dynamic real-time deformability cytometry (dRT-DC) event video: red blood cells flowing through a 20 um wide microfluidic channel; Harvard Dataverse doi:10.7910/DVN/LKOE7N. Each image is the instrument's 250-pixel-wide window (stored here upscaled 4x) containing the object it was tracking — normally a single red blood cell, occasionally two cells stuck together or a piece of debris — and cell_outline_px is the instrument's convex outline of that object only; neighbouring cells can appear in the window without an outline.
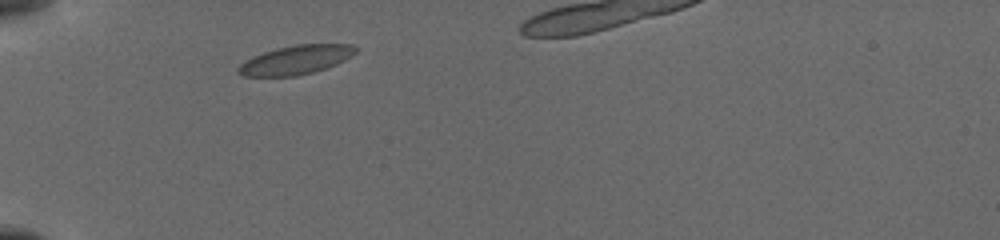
{"species": "common noctule bat (a hibernating species)", "species_latin": "Nyctalus noctula", "temperature_condition": "cold", "stored_images_in_passage": 29, "camera_frame_rate_fps": 3000, "um_per_image_px": 0.085, "animal": {"sex": "female", "body_mass_g": 19.5, "forearm_length_mm": 54.1}, "frame": {"image": 1, "passage_image": 1, "time_ms": 0.0, "image_size_px": [1000, 240], "cell_outline_px": [[360, 48], [352, 56], [328, 68], [296, 76], [244, 76], [236, 72], [236, 68], [244, 60], [252, 56], [276, 48], [296, 44], [352, 44]], "centroid_in_image_um": [25.15, 5.08], "position_along_channel_um": 59.8, "area_um2": 20.06}}
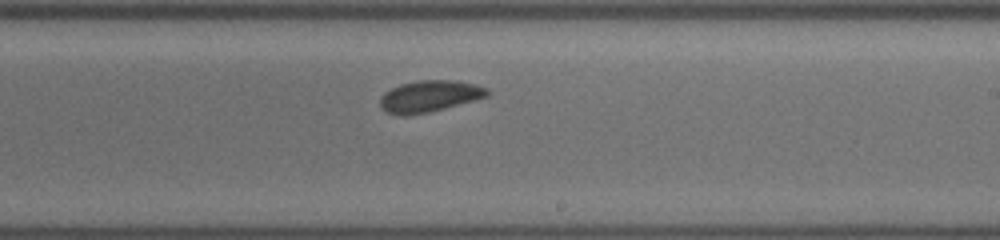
{"frame": {"image": 2, "passage_image": 16, "time_ms": 5.333, "image_size_px": [1000, 240], "cell_outline_px": [[488, 96], [476, 100], [428, 112], [408, 116], [388, 112], [380, 104], [380, 96], [384, 92], [400, 84], [420, 80], [452, 80], [472, 84], [488, 88]], "centroid_in_image_um": [36.5, 8.17], "position_along_channel_um": 252.5, "area_um2": 19.42}}
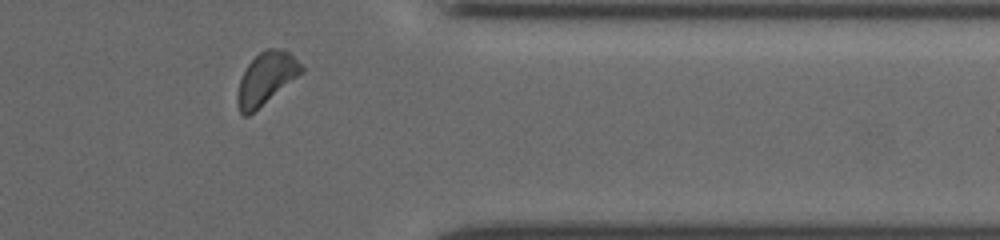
{"frame": {"image": 3, "passage_image": 27, "time_ms": 9.0, "image_size_px": [1000, 240], "cell_outline_px": [[304, 72], [248, 116], [244, 116], [240, 112], [236, 100], [236, 96], [240, 80], [248, 64], [264, 48], [280, 48], [288, 52], [304, 68]], "centroid_in_image_um": [22.61, 6.67], "position_along_channel_um": 388.8, "area_um2": 19.19}}